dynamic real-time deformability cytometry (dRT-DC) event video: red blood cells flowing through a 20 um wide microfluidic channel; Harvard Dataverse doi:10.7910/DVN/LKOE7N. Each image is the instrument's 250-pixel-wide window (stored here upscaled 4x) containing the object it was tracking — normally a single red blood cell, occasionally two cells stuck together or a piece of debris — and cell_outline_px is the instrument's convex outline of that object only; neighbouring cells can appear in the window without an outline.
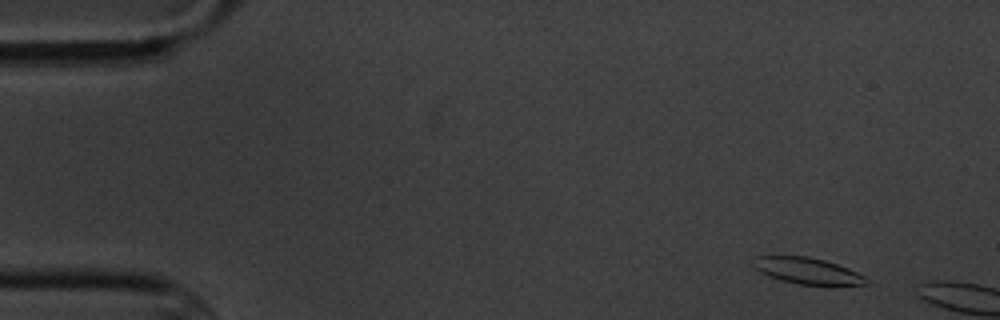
{"species": "common noctule bat (a hibernating species)", "species_latin": "Nyctalus noctula", "temperature_condition": "cold", "stored_images_in_passage": 2, "camera_frame_rate_fps": 3000, "um_per_image_px": 0.085, "animal": {"sex": "male", "body_mass_g": 20.1, "forearm_length_mm": 53.5}, "frame": {"image": 1, "passage_image": 1, "time_ms": 0.0, "image_size_px": [1000, 320], "cell_outline_px": [[868, 284], [796, 284], [780, 280], [768, 276], [760, 272], [752, 264], [756, 256], [808, 256], [824, 260], [848, 268], [864, 276], [868, 280]], "centroid_in_image_um": [68.58, 23.01], "position_along_channel_um": 16.4, "area_um2": 16.99}}